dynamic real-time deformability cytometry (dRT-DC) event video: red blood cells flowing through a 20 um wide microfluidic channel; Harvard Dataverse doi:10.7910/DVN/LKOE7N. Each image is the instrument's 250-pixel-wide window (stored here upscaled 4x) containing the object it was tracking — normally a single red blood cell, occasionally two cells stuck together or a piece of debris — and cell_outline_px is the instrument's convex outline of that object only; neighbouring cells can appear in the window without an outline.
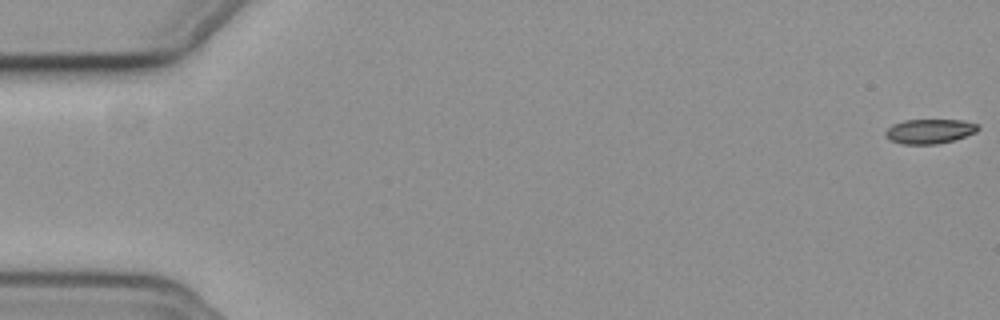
{"species": "common noctule bat (a hibernating species)", "species_latin": "Nyctalus noctula", "temperature_condition": "cold", "stored_images_in_passage": 11, "camera_frame_rate_fps": 3000, "um_per_image_px": 0.085, "animal": {"sex": "female", "body_mass_g": 19.3, "forearm_length_mm": 54.1}, "frame": {"image": 1, "passage_image": 1, "time_ms": 0.0, "image_size_px": [1000, 320], "cell_outline_px": [[980, 128], [976, 132], [952, 140], [936, 144], [900, 144], [884, 136], [884, 132], [892, 124], [904, 120], [960, 120], [980, 124]], "centroid_in_image_um": [79.0, 11.15], "position_along_channel_um": 6.0, "area_um2": 13.24}}